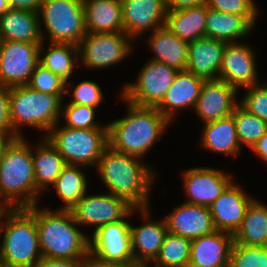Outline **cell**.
<instances>
[{
	"label": "cell",
	"instance_id": "cell-21",
	"mask_svg": "<svg viewBox=\"0 0 267 267\" xmlns=\"http://www.w3.org/2000/svg\"><path fill=\"white\" fill-rule=\"evenodd\" d=\"M233 234L216 230L191 241L189 267H229Z\"/></svg>",
	"mask_w": 267,
	"mask_h": 267
},
{
	"label": "cell",
	"instance_id": "cell-47",
	"mask_svg": "<svg viewBox=\"0 0 267 267\" xmlns=\"http://www.w3.org/2000/svg\"><path fill=\"white\" fill-rule=\"evenodd\" d=\"M88 267H140L137 265H123V264H104L100 262H96L94 260H90Z\"/></svg>",
	"mask_w": 267,
	"mask_h": 267
},
{
	"label": "cell",
	"instance_id": "cell-51",
	"mask_svg": "<svg viewBox=\"0 0 267 267\" xmlns=\"http://www.w3.org/2000/svg\"><path fill=\"white\" fill-rule=\"evenodd\" d=\"M0 267H11L4 259L0 257Z\"/></svg>",
	"mask_w": 267,
	"mask_h": 267
},
{
	"label": "cell",
	"instance_id": "cell-22",
	"mask_svg": "<svg viewBox=\"0 0 267 267\" xmlns=\"http://www.w3.org/2000/svg\"><path fill=\"white\" fill-rule=\"evenodd\" d=\"M205 79L187 70L178 71L157 110L170 122L181 108H195Z\"/></svg>",
	"mask_w": 267,
	"mask_h": 267
},
{
	"label": "cell",
	"instance_id": "cell-25",
	"mask_svg": "<svg viewBox=\"0 0 267 267\" xmlns=\"http://www.w3.org/2000/svg\"><path fill=\"white\" fill-rule=\"evenodd\" d=\"M86 33L124 32L121 0H83Z\"/></svg>",
	"mask_w": 267,
	"mask_h": 267
},
{
	"label": "cell",
	"instance_id": "cell-28",
	"mask_svg": "<svg viewBox=\"0 0 267 267\" xmlns=\"http://www.w3.org/2000/svg\"><path fill=\"white\" fill-rule=\"evenodd\" d=\"M201 145L209 151L238 156L241 146L232 115L204 124Z\"/></svg>",
	"mask_w": 267,
	"mask_h": 267
},
{
	"label": "cell",
	"instance_id": "cell-46",
	"mask_svg": "<svg viewBox=\"0 0 267 267\" xmlns=\"http://www.w3.org/2000/svg\"><path fill=\"white\" fill-rule=\"evenodd\" d=\"M251 150H253L256 156L267 163V132L255 143Z\"/></svg>",
	"mask_w": 267,
	"mask_h": 267
},
{
	"label": "cell",
	"instance_id": "cell-39",
	"mask_svg": "<svg viewBox=\"0 0 267 267\" xmlns=\"http://www.w3.org/2000/svg\"><path fill=\"white\" fill-rule=\"evenodd\" d=\"M247 93L239 100V104L249 113L267 122V83L245 87Z\"/></svg>",
	"mask_w": 267,
	"mask_h": 267
},
{
	"label": "cell",
	"instance_id": "cell-37",
	"mask_svg": "<svg viewBox=\"0 0 267 267\" xmlns=\"http://www.w3.org/2000/svg\"><path fill=\"white\" fill-rule=\"evenodd\" d=\"M26 85L38 92L50 95H66V82L40 63L36 65Z\"/></svg>",
	"mask_w": 267,
	"mask_h": 267
},
{
	"label": "cell",
	"instance_id": "cell-41",
	"mask_svg": "<svg viewBox=\"0 0 267 267\" xmlns=\"http://www.w3.org/2000/svg\"><path fill=\"white\" fill-rule=\"evenodd\" d=\"M208 8L225 13L244 15L253 25L258 17L254 0H206Z\"/></svg>",
	"mask_w": 267,
	"mask_h": 267
},
{
	"label": "cell",
	"instance_id": "cell-1",
	"mask_svg": "<svg viewBox=\"0 0 267 267\" xmlns=\"http://www.w3.org/2000/svg\"><path fill=\"white\" fill-rule=\"evenodd\" d=\"M98 174L115 196L126 199L135 208H147L155 171L142 159L122 154L108 147L96 166Z\"/></svg>",
	"mask_w": 267,
	"mask_h": 267
},
{
	"label": "cell",
	"instance_id": "cell-7",
	"mask_svg": "<svg viewBox=\"0 0 267 267\" xmlns=\"http://www.w3.org/2000/svg\"><path fill=\"white\" fill-rule=\"evenodd\" d=\"M57 125L45 137L58 150L66 164L96 167L109 147L108 129H75Z\"/></svg>",
	"mask_w": 267,
	"mask_h": 267
},
{
	"label": "cell",
	"instance_id": "cell-13",
	"mask_svg": "<svg viewBox=\"0 0 267 267\" xmlns=\"http://www.w3.org/2000/svg\"><path fill=\"white\" fill-rule=\"evenodd\" d=\"M76 223L81 226H95L117 222L127 218L136 208L126 199L112 193L87 195V193L70 210Z\"/></svg>",
	"mask_w": 267,
	"mask_h": 267
},
{
	"label": "cell",
	"instance_id": "cell-48",
	"mask_svg": "<svg viewBox=\"0 0 267 267\" xmlns=\"http://www.w3.org/2000/svg\"><path fill=\"white\" fill-rule=\"evenodd\" d=\"M17 137H4L0 136V162L4 153V150L6 149L7 145Z\"/></svg>",
	"mask_w": 267,
	"mask_h": 267
},
{
	"label": "cell",
	"instance_id": "cell-23",
	"mask_svg": "<svg viewBox=\"0 0 267 267\" xmlns=\"http://www.w3.org/2000/svg\"><path fill=\"white\" fill-rule=\"evenodd\" d=\"M226 43L206 36L189 42L186 70L205 80L218 79Z\"/></svg>",
	"mask_w": 267,
	"mask_h": 267
},
{
	"label": "cell",
	"instance_id": "cell-14",
	"mask_svg": "<svg viewBox=\"0 0 267 267\" xmlns=\"http://www.w3.org/2000/svg\"><path fill=\"white\" fill-rule=\"evenodd\" d=\"M254 50L241 42L226 43L218 79L237 90L259 84Z\"/></svg>",
	"mask_w": 267,
	"mask_h": 267
},
{
	"label": "cell",
	"instance_id": "cell-24",
	"mask_svg": "<svg viewBox=\"0 0 267 267\" xmlns=\"http://www.w3.org/2000/svg\"><path fill=\"white\" fill-rule=\"evenodd\" d=\"M38 12L9 8L0 16V35L2 40L28 43L44 41Z\"/></svg>",
	"mask_w": 267,
	"mask_h": 267
},
{
	"label": "cell",
	"instance_id": "cell-19",
	"mask_svg": "<svg viewBox=\"0 0 267 267\" xmlns=\"http://www.w3.org/2000/svg\"><path fill=\"white\" fill-rule=\"evenodd\" d=\"M254 199L232 181L209 207L215 228L234 234Z\"/></svg>",
	"mask_w": 267,
	"mask_h": 267
},
{
	"label": "cell",
	"instance_id": "cell-18",
	"mask_svg": "<svg viewBox=\"0 0 267 267\" xmlns=\"http://www.w3.org/2000/svg\"><path fill=\"white\" fill-rule=\"evenodd\" d=\"M148 208H136L142 218L148 220L139 227L130 226L134 263L140 267H149L155 260L168 233L164 218L160 221L150 219Z\"/></svg>",
	"mask_w": 267,
	"mask_h": 267
},
{
	"label": "cell",
	"instance_id": "cell-5",
	"mask_svg": "<svg viewBox=\"0 0 267 267\" xmlns=\"http://www.w3.org/2000/svg\"><path fill=\"white\" fill-rule=\"evenodd\" d=\"M64 95H50L27 85L9 88V116L12 132L22 135V127H34L49 133L59 123ZM21 127V128H20Z\"/></svg>",
	"mask_w": 267,
	"mask_h": 267
},
{
	"label": "cell",
	"instance_id": "cell-17",
	"mask_svg": "<svg viewBox=\"0 0 267 267\" xmlns=\"http://www.w3.org/2000/svg\"><path fill=\"white\" fill-rule=\"evenodd\" d=\"M238 91L221 79L205 80L194 110L204 124L228 117L239 104Z\"/></svg>",
	"mask_w": 267,
	"mask_h": 267
},
{
	"label": "cell",
	"instance_id": "cell-29",
	"mask_svg": "<svg viewBox=\"0 0 267 267\" xmlns=\"http://www.w3.org/2000/svg\"><path fill=\"white\" fill-rule=\"evenodd\" d=\"M206 3L182 10H168L165 26L180 39L191 42L205 37Z\"/></svg>",
	"mask_w": 267,
	"mask_h": 267
},
{
	"label": "cell",
	"instance_id": "cell-11",
	"mask_svg": "<svg viewBox=\"0 0 267 267\" xmlns=\"http://www.w3.org/2000/svg\"><path fill=\"white\" fill-rule=\"evenodd\" d=\"M131 41L125 32L86 33L78 44L80 62L90 69L111 67L130 55Z\"/></svg>",
	"mask_w": 267,
	"mask_h": 267
},
{
	"label": "cell",
	"instance_id": "cell-45",
	"mask_svg": "<svg viewBox=\"0 0 267 267\" xmlns=\"http://www.w3.org/2000/svg\"><path fill=\"white\" fill-rule=\"evenodd\" d=\"M42 0H8L9 8L38 12Z\"/></svg>",
	"mask_w": 267,
	"mask_h": 267
},
{
	"label": "cell",
	"instance_id": "cell-4",
	"mask_svg": "<svg viewBox=\"0 0 267 267\" xmlns=\"http://www.w3.org/2000/svg\"><path fill=\"white\" fill-rule=\"evenodd\" d=\"M32 149L24 137L14 138L4 150L0 162V202L10 208L38 204Z\"/></svg>",
	"mask_w": 267,
	"mask_h": 267
},
{
	"label": "cell",
	"instance_id": "cell-33",
	"mask_svg": "<svg viewBox=\"0 0 267 267\" xmlns=\"http://www.w3.org/2000/svg\"><path fill=\"white\" fill-rule=\"evenodd\" d=\"M84 166L66 165L53 184L59 198L63 201V206L57 210L70 211L76 203L87 193V178Z\"/></svg>",
	"mask_w": 267,
	"mask_h": 267
},
{
	"label": "cell",
	"instance_id": "cell-32",
	"mask_svg": "<svg viewBox=\"0 0 267 267\" xmlns=\"http://www.w3.org/2000/svg\"><path fill=\"white\" fill-rule=\"evenodd\" d=\"M40 44L39 49V63L44 67L51 70L56 76L60 77L66 82H68L70 77L74 72V68L79 66V50L78 45L66 44V43H55L49 42V48L47 52L44 53V57L41 54L45 51L43 44ZM78 60V61H77Z\"/></svg>",
	"mask_w": 267,
	"mask_h": 267
},
{
	"label": "cell",
	"instance_id": "cell-31",
	"mask_svg": "<svg viewBox=\"0 0 267 267\" xmlns=\"http://www.w3.org/2000/svg\"><path fill=\"white\" fill-rule=\"evenodd\" d=\"M233 243L246 246H267V205L256 198L233 234Z\"/></svg>",
	"mask_w": 267,
	"mask_h": 267
},
{
	"label": "cell",
	"instance_id": "cell-15",
	"mask_svg": "<svg viewBox=\"0 0 267 267\" xmlns=\"http://www.w3.org/2000/svg\"><path fill=\"white\" fill-rule=\"evenodd\" d=\"M165 0H121L124 32L133 40L145 31L165 26Z\"/></svg>",
	"mask_w": 267,
	"mask_h": 267
},
{
	"label": "cell",
	"instance_id": "cell-36",
	"mask_svg": "<svg viewBox=\"0 0 267 267\" xmlns=\"http://www.w3.org/2000/svg\"><path fill=\"white\" fill-rule=\"evenodd\" d=\"M96 109L86 105L66 103L65 109L61 110V116L66 121L63 125L75 129H108L107 124L101 125L94 120Z\"/></svg>",
	"mask_w": 267,
	"mask_h": 267
},
{
	"label": "cell",
	"instance_id": "cell-30",
	"mask_svg": "<svg viewBox=\"0 0 267 267\" xmlns=\"http://www.w3.org/2000/svg\"><path fill=\"white\" fill-rule=\"evenodd\" d=\"M32 149L36 188L41 191L51 187L67 165L58 150L44 136L43 141Z\"/></svg>",
	"mask_w": 267,
	"mask_h": 267
},
{
	"label": "cell",
	"instance_id": "cell-10",
	"mask_svg": "<svg viewBox=\"0 0 267 267\" xmlns=\"http://www.w3.org/2000/svg\"><path fill=\"white\" fill-rule=\"evenodd\" d=\"M177 73L178 70L149 59L139 72L136 82H127L123 86L121 97L135 106L156 108Z\"/></svg>",
	"mask_w": 267,
	"mask_h": 267
},
{
	"label": "cell",
	"instance_id": "cell-44",
	"mask_svg": "<svg viewBox=\"0 0 267 267\" xmlns=\"http://www.w3.org/2000/svg\"><path fill=\"white\" fill-rule=\"evenodd\" d=\"M206 3V0H165L167 10H182Z\"/></svg>",
	"mask_w": 267,
	"mask_h": 267
},
{
	"label": "cell",
	"instance_id": "cell-43",
	"mask_svg": "<svg viewBox=\"0 0 267 267\" xmlns=\"http://www.w3.org/2000/svg\"><path fill=\"white\" fill-rule=\"evenodd\" d=\"M90 258L52 259L42 258L36 267H88Z\"/></svg>",
	"mask_w": 267,
	"mask_h": 267
},
{
	"label": "cell",
	"instance_id": "cell-49",
	"mask_svg": "<svg viewBox=\"0 0 267 267\" xmlns=\"http://www.w3.org/2000/svg\"><path fill=\"white\" fill-rule=\"evenodd\" d=\"M9 209L10 207L8 205L0 202V227L2 223V218H4V215L8 212Z\"/></svg>",
	"mask_w": 267,
	"mask_h": 267
},
{
	"label": "cell",
	"instance_id": "cell-50",
	"mask_svg": "<svg viewBox=\"0 0 267 267\" xmlns=\"http://www.w3.org/2000/svg\"><path fill=\"white\" fill-rule=\"evenodd\" d=\"M9 9L8 0H0V16Z\"/></svg>",
	"mask_w": 267,
	"mask_h": 267
},
{
	"label": "cell",
	"instance_id": "cell-2",
	"mask_svg": "<svg viewBox=\"0 0 267 267\" xmlns=\"http://www.w3.org/2000/svg\"><path fill=\"white\" fill-rule=\"evenodd\" d=\"M27 209L36 219L42 258H90L89 236L80 231L71 211L39 209L37 204Z\"/></svg>",
	"mask_w": 267,
	"mask_h": 267
},
{
	"label": "cell",
	"instance_id": "cell-12",
	"mask_svg": "<svg viewBox=\"0 0 267 267\" xmlns=\"http://www.w3.org/2000/svg\"><path fill=\"white\" fill-rule=\"evenodd\" d=\"M41 43L2 40L0 46V86H23L39 63Z\"/></svg>",
	"mask_w": 267,
	"mask_h": 267
},
{
	"label": "cell",
	"instance_id": "cell-8",
	"mask_svg": "<svg viewBox=\"0 0 267 267\" xmlns=\"http://www.w3.org/2000/svg\"><path fill=\"white\" fill-rule=\"evenodd\" d=\"M38 15L50 42L78 45L86 35L83 0H42Z\"/></svg>",
	"mask_w": 267,
	"mask_h": 267
},
{
	"label": "cell",
	"instance_id": "cell-3",
	"mask_svg": "<svg viewBox=\"0 0 267 267\" xmlns=\"http://www.w3.org/2000/svg\"><path fill=\"white\" fill-rule=\"evenodd\" d=\"M126 103L127 116L107 124L109 147L142 159L154 143L161 140L170 121L157 108Z\"/></svg>",
	"mask_w": 267,
	"mask_h": 267
},
{
	"label": "cell",
	"instance_id": "cell-40",
	"mask_svg": "<svg viewBox=\"0 0 267 267\" xmlns=\"http://www.w3.org/2000/svg\"><path fill=\"white\" fill-rule=\"evenodd\" d=\"M72 91H69L68 86H66V94L71 93V104L86 105L93 108H97L101 101H104V96L101 91L100 86L93 81L83 80L77 85L71 83Z\"/></svg>",
	"mask_w": 267,
	"mask_h": 267
},
{
	"label": "cell",
	"instance_id": "cell-42",
	"mask_svg": "<svg viewBox=\"0 0 267 267\" xmlns=\"http://www.w3.org/2000/svg\"><path fill=\"white\" fill-rule=\"evenodd\" d=\"M0 136L17 137L13 132L9 116V87L0 86Z\"/></svg>",
	"mask_w": 267,
	"mask_h": 267
},
{
	"label": "cell",
	"instance_id": "cell-16",
	"mask_svg": "<svg viewBox=\"0 0 267 267\" xmlns=\"http://www.w3.org/2000/svg\"><path fill=\"white\" fill-rule=\"evenodd\" d=\"M183 180L185 193L189 198L186 203L207 207H210L232 182L230 175L220 169L208 167H194L185 170Z\"/></svg>",
	"mask_w": 267,
	"mask_h": 267
},
{
	"label": "cell",
	"instance_id": "cell-34",
	"mask_svg": "<svg viewBox=\"0 0 267 267\" xmlns=\"http://www.w3.org/2000/svg\"><path fill=\"white\" fill-rule=\"evenodd\" d=\"M191 241L168 232L153 261L155 267H189Z\"/></svg>",
	"mask_w": 267,
	"mask_h": 267
},
{
	"label": "cell",
	"instance_id": "cell-20",
	"mask_svg": "<svg viewBox=\"0 0 267 267\" xmlns=\"http://www.w3.org/2000/svg\"><path fill=\"white\" fill-rule=\"evenodd\" d=\"M167 231L190 240L215 232L210 209L207 206L181 203L164 217Z\"/></svg>",
	"mask_w": 267,
	"mask_h": 267
},
{
	"label": "cell",
	"instance_id": "cell-26",
	"mask_svg": "<svg viewBox=\"0 0 267 267\" xmlns=\"http://www.w3.org/2000/svg\"><path fill=\"white\" fill-rule=\"evenodd\" d=\"M147 41L150 50L155 54L150 60L166 64L178 71L186 70L188 41L180 39L166 26L153 31Z\"/></svg>",
	"mask_w": 267,
	"mask_h": 267
},
{
	"label": "cell",
	"instance_id": "cell-9",
	"mask_svg": "<svg viewBox=\"0 0 267 267\" xmlns=\"http://www.w3.org/2000/svg\"><path fill=\"white\" fill-rule=\"evenodd\" d=\"M100 226L89 238L90 260L104 264L136 265L132 252L130 226L126 219Z\"/></svg>",
	"mask_w": 267,
	"mask_h": 267
},
{
	"label": "cell",
	"instance_id": "cell-35",
	"mask_svg": "<svg viewBox=\"0 0 267 267\" xmlns=\"http://www.w3.org/2000/svg\"><path fill=\"white\" fill-rule=\"evenodd\" d=\"M232 116L236 123L240 146L245 144L251 149L267 132V122L249 113L240 104L235 107Z\"/></svg>",
	"mask_w": 267,
	"mask_h": 267
},
{
	"label": "cell",
	"instance_id": "cell-52",
	"mask_svg": "<svg viewBox=\"0 0 267 267\" xmlns=\"http://www.w3.org/2000/svg\"><path fill=\"white\" fill-rule=\"evenodd\" d=\"M1 43H2V38H1V35H0V46H1Z\"/></svg>",
	"mask_w": 267,
	"mask_h": 267
},
{
	"label": "cell",
	"instance_id": "cell-38",
	"mask_svg": "<svg viewBox=\"0 0 267 267\" xmlns=\"http://www.w3.org/2000/svg\"><path fill=\"white\" fill-rule=\"evenodd\" d=\"M229 267H267V246H246L233 243Z\"/></svg>",
	"mask_w": 267,
	"mask_h": 267
},
{
	"label": "cell",
	"instance_id": "cell-27",
	"mask_svg": "<svg viewBox=\"0 0 267 267\" xmlns=\"http://www.w3.org/2000/svg\"><path fill=\"white\" fill-rule=\"evenodd\" d=\"M253 28L254 25L244 15L219 12L207 6L206 37L227 43L240 42Z\"/></svg>",
	"mask_w": 267,
	"mask_h": 267
},
{
	"label": "cell",
	"instance_id": "cell-6",
	"mask_svg": "<svg viewBox=\"0 0 267 267\" xmlns=\"http://www.w3.org/2000/svg\"><path fill=\"white\" fill-rule=\"evenodd\" d=\"M4 220L0 257L11 267H36L42 255L35 216L27 208H10Z\"/></svg>",
	"mask_w": 267,
	"mask_h": 267
}]
</instances>
